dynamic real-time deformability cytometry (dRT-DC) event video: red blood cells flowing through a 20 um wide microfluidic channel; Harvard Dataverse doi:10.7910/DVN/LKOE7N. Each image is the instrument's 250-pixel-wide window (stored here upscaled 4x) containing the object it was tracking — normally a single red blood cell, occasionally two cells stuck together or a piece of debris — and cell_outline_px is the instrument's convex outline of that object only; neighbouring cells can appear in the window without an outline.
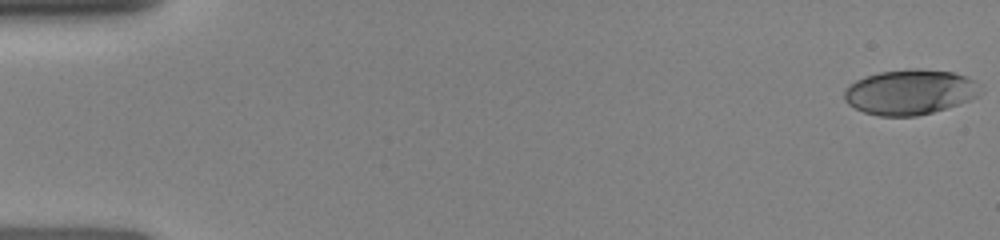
{"species": "human", "species_latin": "Homo sapiens", "temperature_condition": "room temperature", "stored_images_in_passage": 69, "camera_frame_rate_fps": 3000, "um_per_image_px": 0.085, "donor": {"sex": "female"}, "frame": {"image": 1, "passage_image": 1, "time_ms": 0.0, "image_size_px": [1000, 240], "cell_outline_px": [[984, 92], [960, 104], [932, 112], [916, 116], [880, 116], [864, 112], [848, 104], [844, 100], [844, 92], [848, 84], [864, 76], [880, 72], [916, 68], [952, 72], [964, 76], [980, 84], [984, 88]], "centroid_in_image_um": [77.35, 7.82], "position_along_channel_um": 7.6, "area_um2": 35.89}}
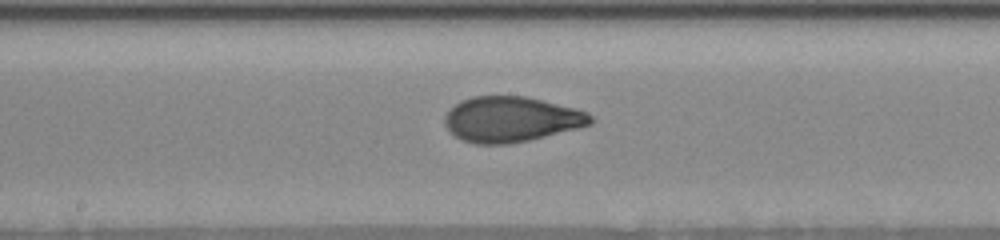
{"frame": {"image": 2, "passage_image": 35, "time_ms": 8.333, "image_size_px": [1000, 240], "cell_outline_px": [[592, 124], [580, 128], [528, 140], [508, 144], [476, 144], [460, 140], [444, 124], [444, 116], [460, 100], [472, 96], [524, 96], [576, 108], [588, 112], [592, 116]], "centroid_in_image_um": [43.46, 10.14], "position_along_channel_um": 204.7, "area_um2": 38.55}}
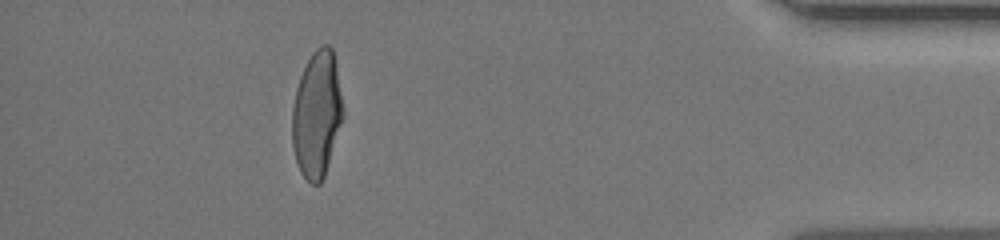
{"frame": {"image": 3, "passage_image": 61, "time_ms": 14.333, "image_size_px": [1000, 240], "cell_outline_px": [[344, 116], [324, 176], [320, 184], [312, 184], [300, 172], [296, 160], [292, 144], [292, 108], [296, 88], [300, 76], [312, 52], [320, 44], [328, 44], [332, 48], [344, 108]], "centroid_in_image_um": [26.93, 9.7], "position_along_channel_um": 408.3, "area_um2": 37.4}}